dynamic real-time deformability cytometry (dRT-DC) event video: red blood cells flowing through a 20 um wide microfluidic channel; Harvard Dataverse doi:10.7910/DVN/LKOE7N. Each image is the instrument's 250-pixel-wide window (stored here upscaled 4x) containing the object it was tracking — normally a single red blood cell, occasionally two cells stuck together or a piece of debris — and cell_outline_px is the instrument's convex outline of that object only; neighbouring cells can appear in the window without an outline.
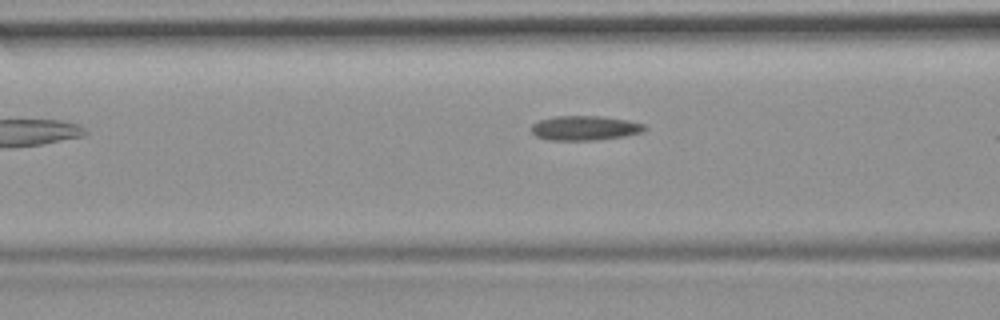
{"species": "common noctule bat (a hibernating species)", "species_latin": "Nyctalus noctula", "temperature_condition": "room temperature", "stored_images_in_passage": 8, "camera_frame_rate_fps": 3000, "um_per_image_px": 0.085, "animal": {"sex": "female", "body_mass_g": 19.9}, "frame": {"image": 1, "passage_image": 6, "time_ms": 1.667, "image_size_px": [1000, 320], "cell_outline_px": [[648, 128], [640, 132], [624, 136], [596, 140], [548, 140], [536, 136], [532, 132], [532, 124], [540, 120], [556, 116], [604, 116], [628, 120], [644, 124]], "centroid_in_image_um": [49.72, 10.88], "position_along_channel_um": 116.9, "area_um2": 16.18}}